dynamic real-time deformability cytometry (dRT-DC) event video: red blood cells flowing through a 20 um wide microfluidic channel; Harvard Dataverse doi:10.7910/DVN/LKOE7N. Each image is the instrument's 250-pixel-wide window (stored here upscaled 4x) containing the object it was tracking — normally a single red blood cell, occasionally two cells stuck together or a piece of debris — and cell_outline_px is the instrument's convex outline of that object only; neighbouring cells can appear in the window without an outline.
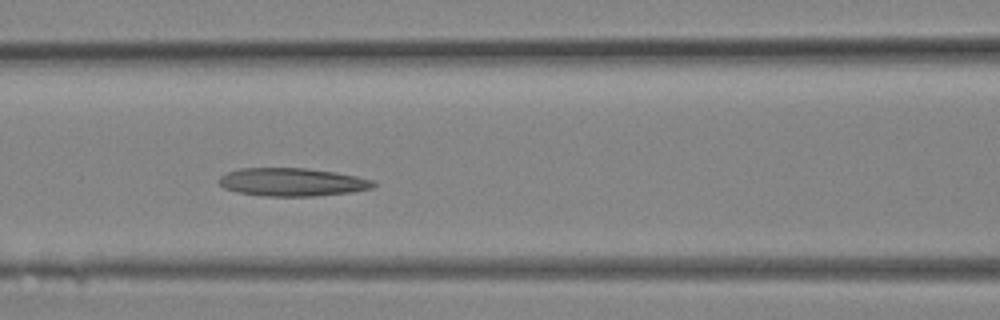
{"species": "Egyptian fruit bat (a non-hibernating species)", "species_latin": "Rousettus aegyptiacus", "temperature_condition": "room temperature", "stored_images_in_passage": 19, "segment_of_instrument_passage": [1, 2], "camera_frame_rate_fps": 3000, "um_per_image_px": 0.085, "animal": {"sex": "female"}, "frame": {"image": 1, "passage_image": 10, "time_ms": 3.0, "image_size_px": [1000, 320], "cell_outline_px": [[376, 184], [372, 188], [352, 192], [316, 196], [264, 196], [240, 192], [224, 188], [216, 180], [220, 176], [228, 172], [240, 168], [308, 168], [336, 172], [356, 176], [372, 180]], "centroid_in_image_um": [24.83, 15.47], "position_along_channel_um": 141.8, "area_um2": 25.32}}
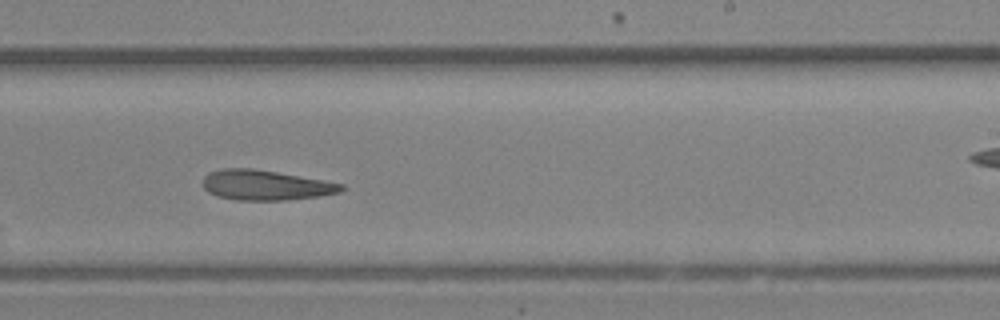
{"frame": {"image": 2, "passage_image": 15, "time_ms": 4.667, "image_size_px": [1000, 320], "cell_outline_px": [[344, 188], [340, 192], [320, 196], [288, 200], [236, 200], [220, 196], [208, 192], [204, 188], [204, 176], [208, 172], [220, 168], [252, 168], [276, 172], [344, 184]], "centroid_in_image_um": [22.55, 15.73], "position_along_channel_um": 266.4, "area_um2": 24.1}}
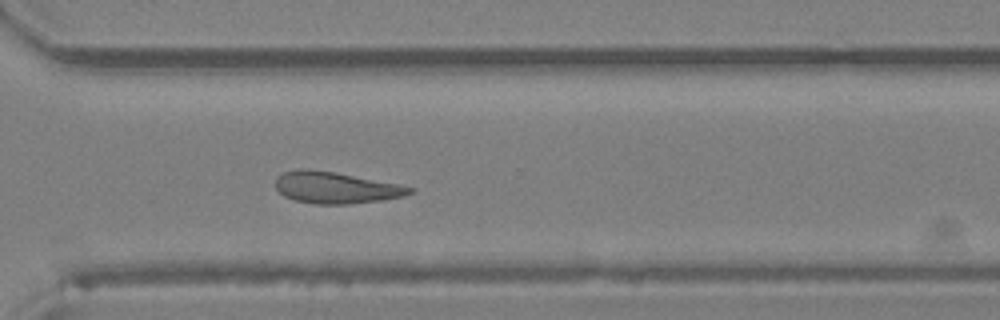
{"frame": {"image": 3, "passage_image": 18, "time_ms": 5.667, "image_size_px": [1000, 320], "cell_outline_px": [[416, 188], [412, 192], [404, 196], [380, 200], [348, 204], [316, 204], [296, 200], [284, 196], [276, 188], [276, 176], [284, 172], [300, 168], [304, 168], [336, 172], [400, 184]], "centroid_in_image_um": [28.55, 15.94], "position_along_channel_um": 342.1, "area_um2": 24.68}}